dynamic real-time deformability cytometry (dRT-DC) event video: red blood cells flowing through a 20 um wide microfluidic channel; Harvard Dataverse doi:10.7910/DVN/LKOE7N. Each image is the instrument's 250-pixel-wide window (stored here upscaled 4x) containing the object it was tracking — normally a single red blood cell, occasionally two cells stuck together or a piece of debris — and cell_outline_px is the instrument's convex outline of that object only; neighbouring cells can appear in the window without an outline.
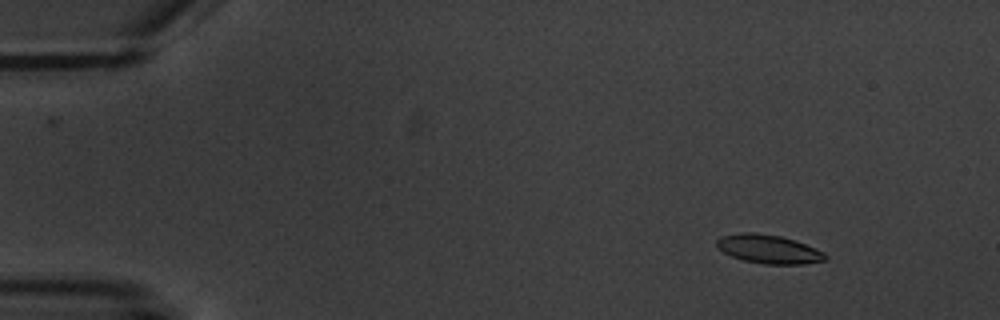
{"species": "common noctule bat (a hibernating species)", "species_latin": "Nyctalus noctula", "temperature_condition": "warm", "stored_images_in_passage": 5, "camera_frame_rate_fps": 3000, "um_per_image_px": 0.085, "animal": {"sex": "male", "body_mass_g": 20.1, "forearm_length_mm": 53.5}, "frame": {"image": 1, "passage_image": 2, "time_ms": 1.333, "image_size_px": [1000, 320], "cell_outline_px": [[828, 260], [804, 264], [764, 264], [744, 260], [732, 256], [716, 248], [716, 240], [720, 236], [740, 232], [756, 232], [780, 236], [804, 244], [824, 252], [828, 256]], "centroid_in_image_um": [65.31, 21.17], "position_along_channel_um": 19.7, "area_um2": 18.21}}
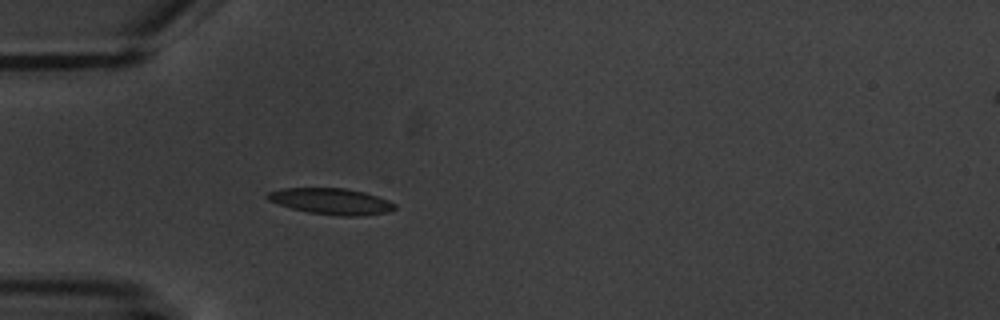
{"frame": {"image": 2, "passage_image": 5, "time_ms": 5.0, "image_size_px": [1000, 320], "cell_outline_px": [[396, 208], [388, 212], [356, 216], [340, 216], [308, 212], [292, 208], [268, 200], [264, 196], [268, 192], [284, 188], [344, 188], [364, 192], [388, 200], [396, 204]], "centroid_in_image_um": [28.15, 17.11], "position_along_channel_um": 56.8, "area_um2": 19.25}}